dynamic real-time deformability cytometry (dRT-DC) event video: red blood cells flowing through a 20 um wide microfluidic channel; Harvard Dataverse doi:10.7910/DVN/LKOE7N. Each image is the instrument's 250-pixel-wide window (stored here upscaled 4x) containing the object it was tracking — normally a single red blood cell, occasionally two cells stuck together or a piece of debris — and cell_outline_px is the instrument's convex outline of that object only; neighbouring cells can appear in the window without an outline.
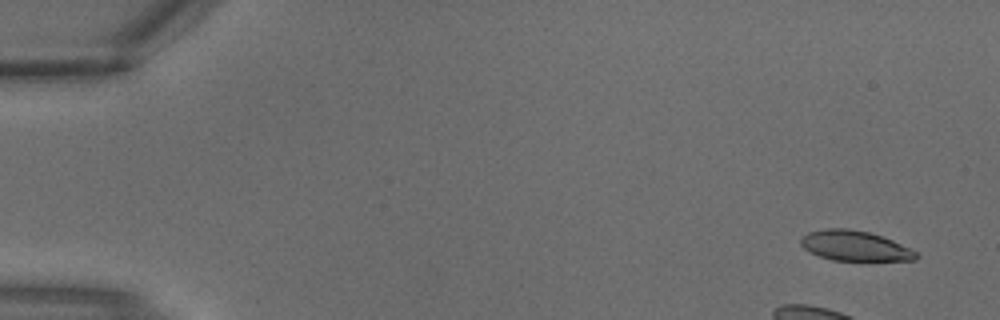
{"species": "common noctule bat (a hibernating species)", "species_latin": "Nyctalus noctula", "temperature_condition": "warm", "stored_images_in_passage": 3, "camera_frame_rate_fps": 3000, "um_per_image_px": 0.085, "animal": {"sex": "male", "body_mass_g": 18.8}, "frame": {"image": 1, "passage_image": 1, "time_ms": 0.0, "image_size_px": [1000, 320], "cell_outline_px": [[916, 260], [832, 260], [808, 252], [800, 244], [800, 240], [808, 232], [828, 228], [848, 228], [868, 232], [892, 240], [916, 252]], "centroid_in_image_um": [72.6, 20.89], "position_along_channel_um": 12.4, "area_um2": 19.88}}